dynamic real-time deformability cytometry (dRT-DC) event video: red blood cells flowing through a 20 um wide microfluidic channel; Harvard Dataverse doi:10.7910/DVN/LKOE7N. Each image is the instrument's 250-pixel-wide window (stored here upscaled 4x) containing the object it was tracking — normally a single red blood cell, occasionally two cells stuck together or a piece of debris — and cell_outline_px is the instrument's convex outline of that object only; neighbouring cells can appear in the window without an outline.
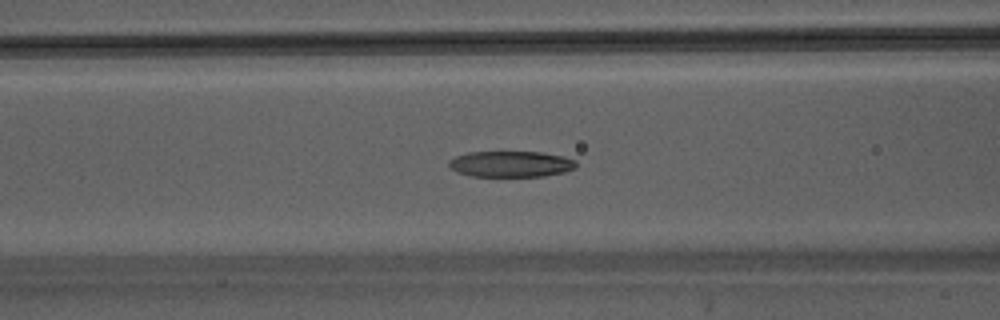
{"species": "Egyptian fruit bat (a non-hibernating species)", "species_latin": "Rousettus aegyptiacus", "temperature_condition": "warm", "stored_images_in_passage": 46, "camera_frame_rate_fps": 3000, "um_per_image_px": 0.085, "animal": {"sex": "male"}, "frame": {"image": 1, "passage_image": 19, "time_ms": 6.0, "image_size_px": [1000, 320], "cell_outline_px": [[576, 168], [564, 172], [544, 176], [472, 176], [456, 172], [448, 164], [448, 160], [456, 156], [468, 152], [544, 152], [564, 156], [576, 160]], "centroid_in_image_um": [43.44, 13.94], "position_along_channel_um": 123.2, "area_um2": 19.36}}
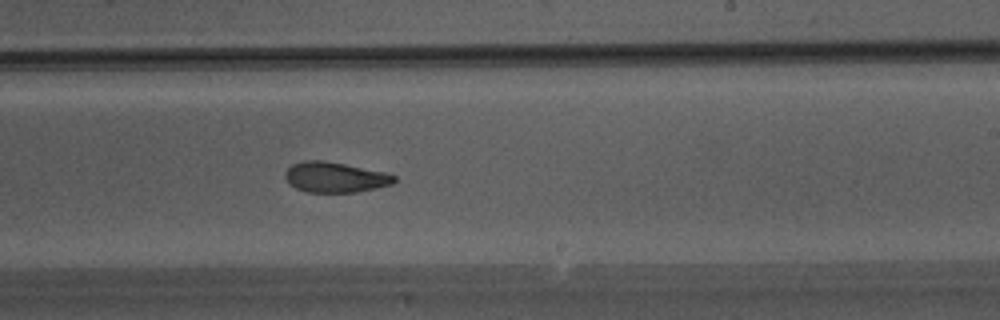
{"frame": {"image": 2, "passage_image": 28, "time_ms": 9.0, "image_size_px": [1000, 320], "cell_outline_px": [[396, 180], [392, 184], [376, 188], [356, 192], [308, 192], [296, 188], [288, 184], [284, 176], [284, 172], [292, 164], [304, 160], [320, 160], [344, 164], [384, 172], [396, 176]], "centroid_in_image_um": [28.44, 15.07], "position_along_channel_um": 260.6, "area_um2": 19.25}}
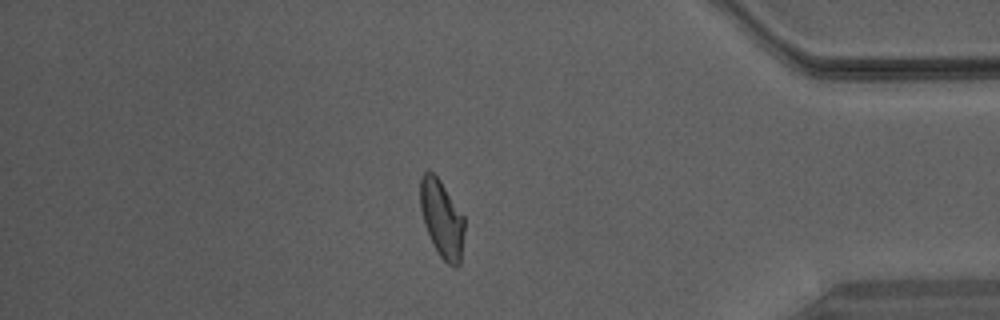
{"frame": {"image": 3, "passage_image": 39, "time_ms": 12.667, "image_size_px": [1000, 320], "cell_outline_px": [[464, 232], [460, 264], [456, 268], [448, 264], [440, 256], [432, 244], [424, 224], [420, 208], [420, 176], [428, 168], [440, 180], [464, 216]], "centroid_in_image_um": [37.54, 18.59], "position_along_channel_um": 397.7, "area_um2": 20.11}}